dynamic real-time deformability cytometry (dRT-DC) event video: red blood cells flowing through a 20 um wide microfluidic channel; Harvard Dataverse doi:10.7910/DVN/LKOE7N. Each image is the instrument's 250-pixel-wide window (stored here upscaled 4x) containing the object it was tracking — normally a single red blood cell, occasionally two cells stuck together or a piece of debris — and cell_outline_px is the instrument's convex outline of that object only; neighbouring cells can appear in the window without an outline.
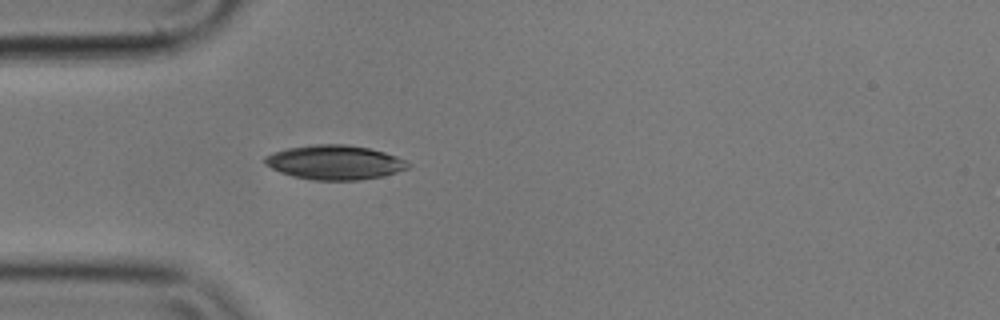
{"species": "common noctule bat (a hibernating species)", "species_latin": "Nyctalus noctula", "temperature_condition": "cold", "stored_images_in_passage": 41, "camera_frame_rate_fps": 3000, "um_per_image_px": 0.085, "animal": {"sex": "male", "body_mass_g": 17.9}, "frame": {"image": 1, "passage_image": 1, "time_ms": 0.0, "image_size_px": [1000, 320], "cell_outline_px": [[412, 164], [408, 168], [396, 172], [380, 176], [360, 180], [312, 180], [292, 176], [280, 172], [264, 164], [264, 156], [272, 152], [288, 148], [312, 144], [348, 144], [368, 148], [384, 152], [408, 160]], "centroid_in_image_um": [28.44, 13.79], "position_along_channel_um": 56.6, "area_um2": 28.84}}
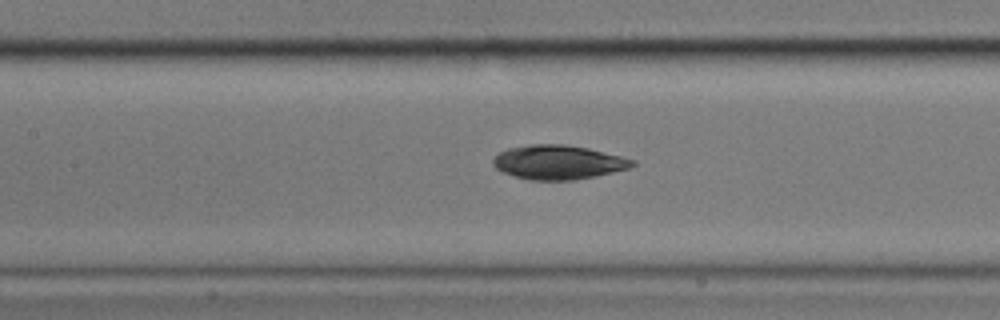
{"frame": {"image": 2, "passage_image": 10, "time_ms": 3.0, "image_size_px": [1000, 320], "cell_outline_px": [[636, 164], [628, 168], [596, 176], [572, 180], [528, 180], [504, 172], [496, 168], [492, 164], [492, 160], [500, 152], [508, 148], [532, 144], [564, 144], [588, 148], [636, 160]], "centroid_in_image_um": [47.45, 13.79], "position_along_channel_um": 160.0, "area_um2": 27.57}}
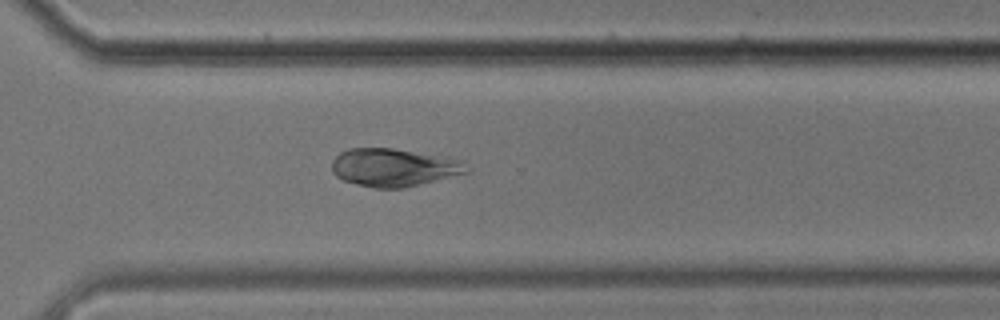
{"frame": {"image": 3, "passage_image": 25, "time_ms": 8.0, "image_size_px": [1000, 320], "cell_outline_px": [[472, 172], [404, 188], [376, 188], [344, 180], [336, 176], [332, 172], [332, 160], [340, 152], [348, 148], [392, 148], [448, 156], [464, 160], [472, 168]], "centroid_in_image_um": [33.58, 14.22], "position_along_channel_um": 337.0, "area_um2": 30.35}, "authors_computed_cell_mechanics": {"area_um2": 28.7844, "velocity_mm_per_s": 3.5528, "shape_relaxation_time_tau1_ms": 2.6421, "shape_relaxation_time_tau2_ms": 4.9326, "deformation_change_tau1": 0.0577, "deformation_change_tau2": 0.0963}}